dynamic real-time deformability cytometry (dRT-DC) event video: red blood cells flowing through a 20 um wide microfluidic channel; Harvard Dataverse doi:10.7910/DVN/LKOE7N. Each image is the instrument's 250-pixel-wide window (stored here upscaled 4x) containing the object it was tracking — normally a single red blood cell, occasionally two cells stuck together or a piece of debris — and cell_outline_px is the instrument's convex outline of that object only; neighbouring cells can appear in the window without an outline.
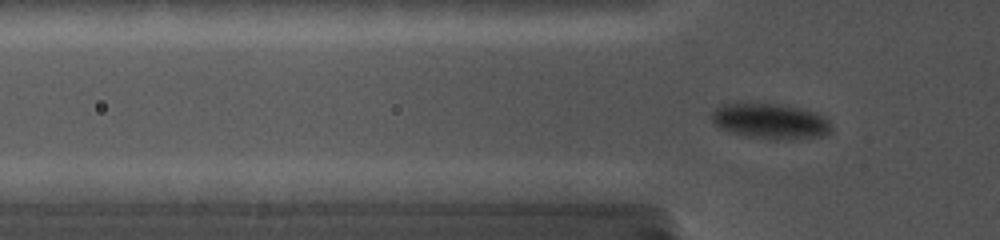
{"species": "common noctule bat (a hibernating species)", "species_latin": "Nyctalus noctula", "temperature_condition": "cold", "stored_images_in_passage": 77, "camera_frame_rate_fps": 5000, "um_per_image_px": 0.085, "animal": {"sex": "female", "body_mass_g": 19.0, "forearm_length_mm": 56.7}, "frame": {"image": 1, "passage_image": 26, "time_ms": 5.8, "image_size_px": [1000, 240], "cell_outline_px": [[832, 128], [824, 136], [792, 140], [772, 140], [748, 136], [720, 128], [712, 120], [712, 112], [716, 108], [724, 104], [740, 100], [780, 104], [812, 112], [824, 116], [828, 120]], "centroid_in_image_um": [65.46, 10.28], "position_along_channel_um": 60.3, "area_um2": 25.14}}
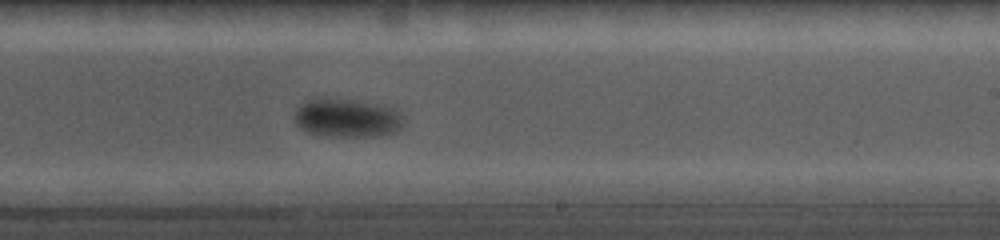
{"frame": {"image": 2, "passage_image": 48, "time_ms": 11.4, "image_size_px": [1000, 240], "cell_outline_px": [[400, 124], [392, 132], [364, 136], [332, 136], [312, 132], [304, 128], [296, 120], [296, 112], [300, 104], [316, 96], [352, 100], [388, 108], [396, 112], [400, 120]], "centroid_in_image_um": [29.37, 9.99], "position_along_channel_um": 259.6, "area_um2": 23.06}}
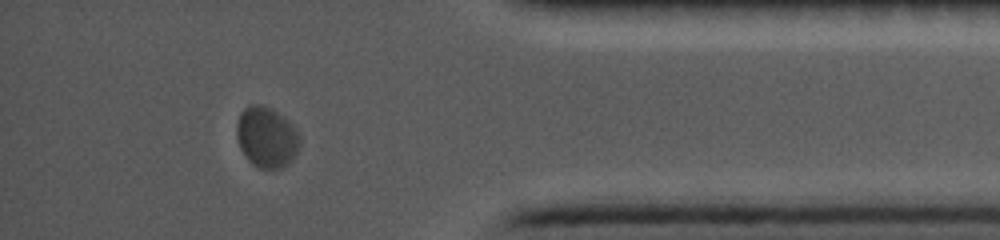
{"frame": {"image": 3, "passage_image": 70, "time_ms": 16.0, "image_size_px": [1000, 240], "cell_outline_px": [[300, 144], [296, 152], [280, 168], [260, 168], [252, 164], [248, 160], [240, 148], [236, 136], [236, 124], [240, 112], [248, 104], [260, 104], [272, 108], [284, 116], [292, 124], [300, 136]], "centroid_in_image_um": [22.62, 11.6], "position_along_channel_um": 412.6, "area_um2": 22.31}}